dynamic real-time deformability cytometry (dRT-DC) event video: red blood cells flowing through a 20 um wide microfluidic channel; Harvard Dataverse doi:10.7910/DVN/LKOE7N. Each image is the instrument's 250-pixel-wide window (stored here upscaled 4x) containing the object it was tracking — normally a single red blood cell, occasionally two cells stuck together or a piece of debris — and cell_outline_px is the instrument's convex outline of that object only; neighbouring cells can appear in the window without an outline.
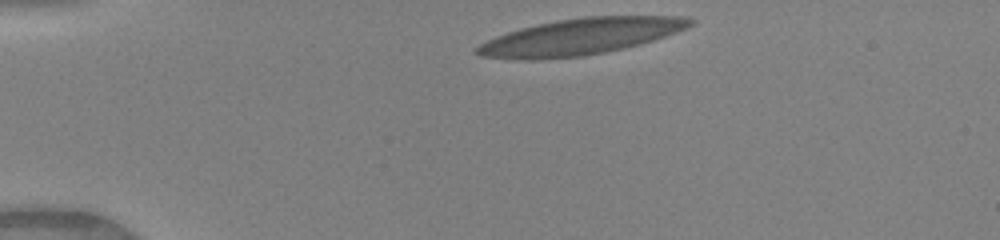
{"species": "human", "species_latin": "Homo sapiens", "temperature_condition": "warm", "stored_images_in_passage": 9, "camera_frame_rate_fps": 3000, "um_per_image_px": 0.085, "donor": {"sex": "female"}, "frame": {"image": 1, "passage_image": 1, "time_ms": 0.0, "image_size_px": [1000, 240], "cell_outline_px": [[696, 20], [692, 24], [676, 32], [640, 44], [624, 48], [604, 52], [580, 56], [532, 60], [520, 60], [480, 56], [476, 52], [476, 48], [480, 44], [496, 36], [520, 28], [556, 20], [584, 16], [684, 16]], "centroid_in_image_um": [49.32, 3.11], "position_along_channel_um": 35.7, "area_um2": 44.8}}